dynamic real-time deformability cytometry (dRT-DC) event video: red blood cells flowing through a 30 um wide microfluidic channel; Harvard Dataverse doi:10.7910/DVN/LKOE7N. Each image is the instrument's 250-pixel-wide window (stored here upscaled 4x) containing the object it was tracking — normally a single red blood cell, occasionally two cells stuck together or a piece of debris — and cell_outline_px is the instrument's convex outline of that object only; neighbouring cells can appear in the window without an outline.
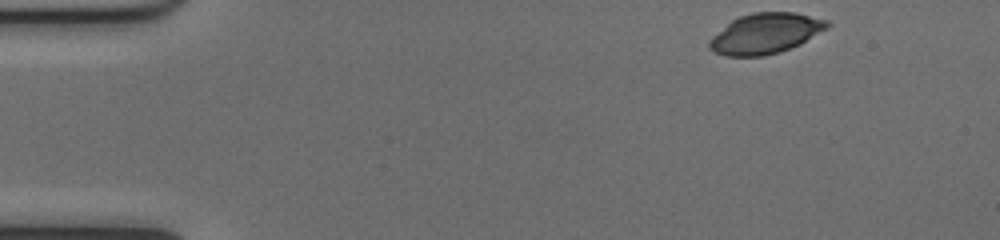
{"species": "common noctule bat (a hibernating species)", "species_latin": "Nyctalus noctula", "temperature_condition": "cold", "stored_images_in_passage": 47, "camera_frame_rate_fps": 3000, "um_per_image_px": 0.085, "animal": {"sex": "female", "body_mass_g": 17.0, "forearm_length_mm": 48.0}, "frame": {"image": 1, "passage_image": 1, "time_ms": 0.0, "image_size_px": [1000, 240], "cell_outline_px": [[832, 24], [828, 28], [800, 44], [780, 52], [764, 56], [724, 56], [708, 48], [708, 40], [712, 36], [732, 20], [740, 16], [752, 12], [796, 12], [828, 20]], "centroid_in_image_um": [65.08, 2.84], "position_along_channel_um": 19.9, "area_um2": 27.86}}
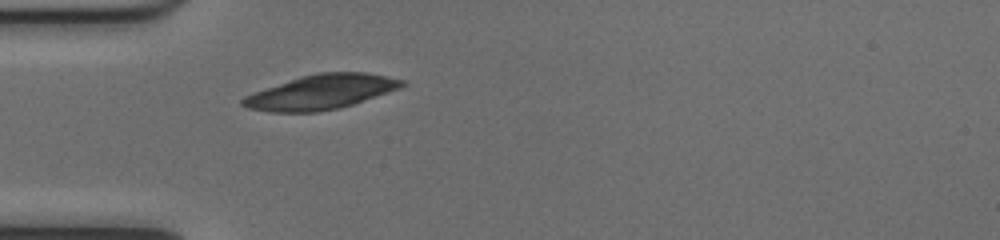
{"frame": {"image": 2, "passage_image": 11, "time_ms": 3.333, "image_size_px": [1000, 240], "cell_outline_px": [[408, 84], [400, 88], [340, 108], [316, 112], [268, 112], [248, 108], [240, 104], [240, 100], [244, 96], [252, 92], [300, 76], [316, 72], [368, 72], [404, 80]], "centroid_in_image_um": [27.26, 7.81], "position_along_channel_um": 57.7, "area_um2": 32.25}}
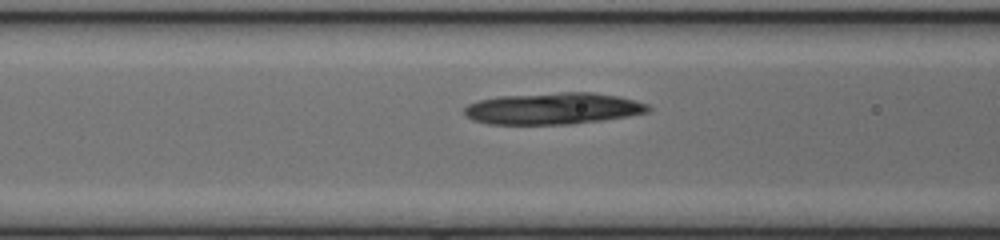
{"frame": {"image": 3, "passage_image": 16, "time_ms": 5.0, "image_size_px": [1000, 240], "cell_outline_px": [[652, 108], [648, 112], [628, 116], [604, 120], [568, 124], [488, 124], [472, 120], [464, 116], [464, 108], [468, 104], [480, 100], [500, 96], [560, 92], [592, 92], [620, 96], [648, 104]], "centroid_in_image_um": [47.02, 9.22], "position_along_channel_um": 119.6, "area_um2": 34.04}}